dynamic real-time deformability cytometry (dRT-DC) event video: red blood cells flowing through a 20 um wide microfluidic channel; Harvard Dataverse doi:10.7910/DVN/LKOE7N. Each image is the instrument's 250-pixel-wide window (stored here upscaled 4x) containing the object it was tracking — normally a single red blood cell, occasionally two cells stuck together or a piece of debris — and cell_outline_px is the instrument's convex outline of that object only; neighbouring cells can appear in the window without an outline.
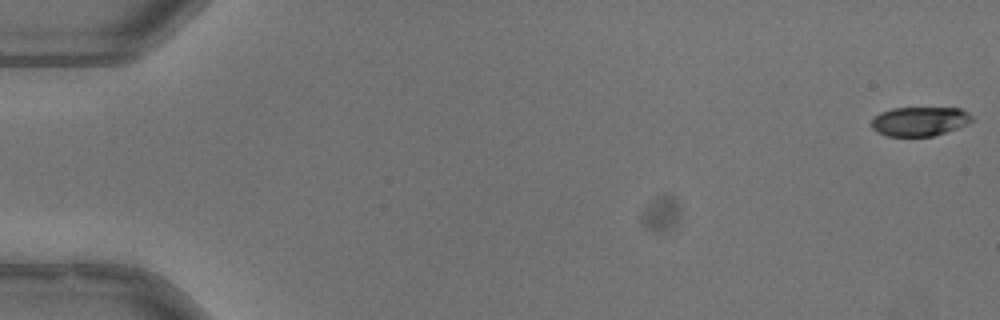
{"species": "common noctule bat (a hibernating species)", "species_latin": "Nyctalus noctula", "temperature_condition": "warm", "stored_images_in_passage": 53, "camera_frame_rate_fps": 3000, "um_per_image_px": 0.085, "animal": {"sex": "male", "body_mass_g": 13.3}, "frame": {"image": 1, "passage_image": 1, "time_ms": 0.0, "image_size_px": [1000, 320], "cell_outline_px": [[976, 120], [968, 124], [932, 136], [888, 136], [876, 132], [872, 128], [872, 120], [880, 112], [892, 108], [960, 108], [968, 112]], "centroid_in_image_um": [78.19, 10.31], "position_along_channel_um": 6.8, "area_um2": 17.11}}
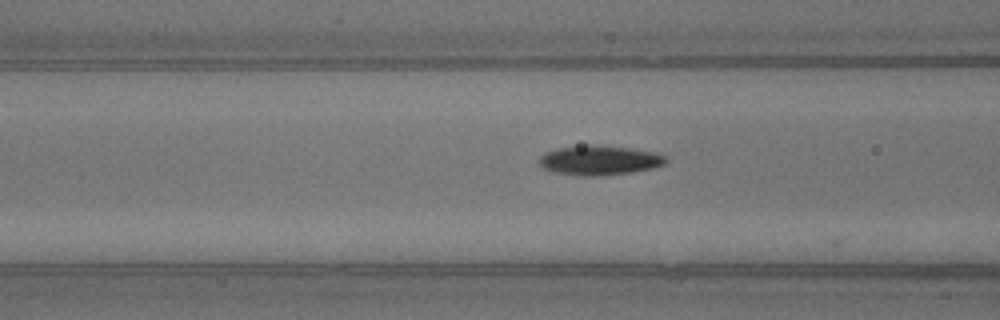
{"frame": {"image": 2, "passage_image": 22, "time_ms": 7.0, "image_size_px": [1000, 320], "cell_outline_px": [[668, 160], [664, 164], [652, 168], [632, 172], [600, 176], [580, 176], [552, 172], [544, 168], [540, 164], [540, 156], [544, 152], [556, 148], [588, 144], [592, 144], [628, 148], [652, 152], [664, 156]], "centroid_in_image_um": [50.9, 13.62], "position_along_channel_um": 115.7, "area_um2": 21.85}}
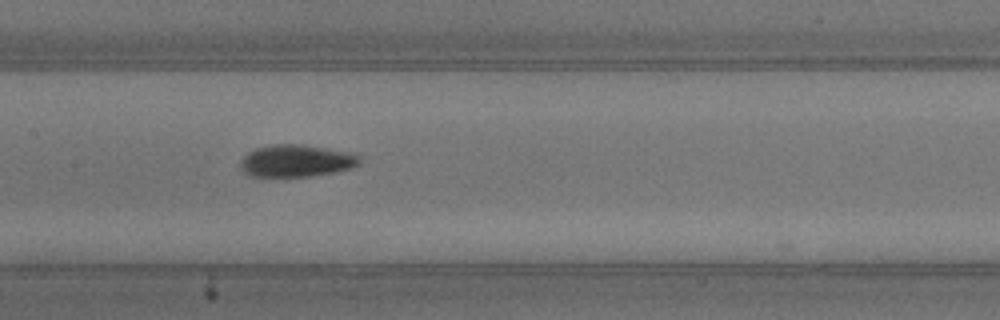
{"frame": {"image": 3, "passage_image": 27, "time_ms": 8.667, "image_size_px": [1000, 320], "cell_outline_px": [[364, 156], [360, 164], [352, 168], [312, 176], [248, 176], [240, 168], [240, 160], [248, 152], [256, 148], [272, 144], [300, 144], [360, 152]], "centroid_in_image_um": [25.29, 13.65], "position_along_channel_um": 182.1, "area_um2": 22.95}}